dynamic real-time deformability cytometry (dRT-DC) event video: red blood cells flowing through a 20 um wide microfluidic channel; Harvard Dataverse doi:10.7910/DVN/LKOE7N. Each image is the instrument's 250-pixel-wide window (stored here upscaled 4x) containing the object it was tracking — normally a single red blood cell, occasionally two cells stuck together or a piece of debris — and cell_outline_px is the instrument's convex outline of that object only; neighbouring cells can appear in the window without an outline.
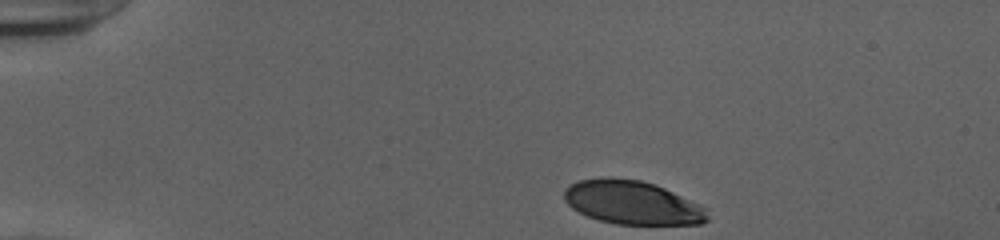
{"species": "human", "species_latin": "Homo sapiens", "temperature_condition": "cold", "stored_images_in_passage": 36, "camera_frame_rate_fps": 3000, "um_per_image_px": 0.085, "donor": {"sex": "female"}, "frame": {"image": 1, "passage_image": 1, "time_ms": 0.0, "image_size_px": [1000, 240], "cell_outline_px": [[708, 220], [700, 224], [616, 224], [600, 220], [588, 216], [572, 208], [564, 200], [564, 188], [580, 180], [608, 176], [640, 180], [656, 184], [700, 204], [704, 208], [708, 216]], "centroid_in_image_um": [53.73, 17.2], "position_along_channel_um": 31.3, "area_um2": 36.41}}
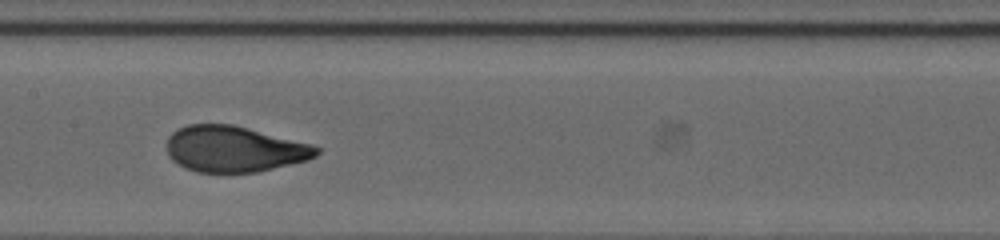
{"frame": {"image": 2, "passage_image": 19, "time_ms": 6.0, "image_size_px": [1000, 240], "cell_outline_px": [[320, 152], [316, 156], [308, 160], [256, 172], [196, 172], [184, 168], [172, 160], [168, 156], [168, 136], [172, 132], [188, 124], [232, 124], [312, 144], [320, 148]], "centroid_in_image_um": [19.91, 12.67], "position_along_channel_um": 187.5, "area_um2": 40.06}}
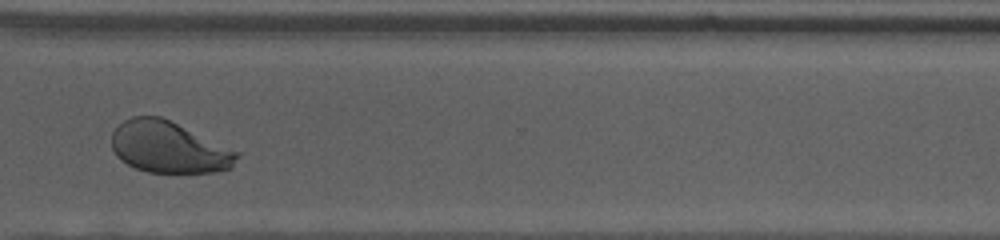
{"frame": {"image": 3, "passage_image": 32, "time_ms": 10.333, "image_size_px": [1000, 240], "cell_outline_px": [[244, 152], [232, 168], [216, 172], [148, 172], [136, 168], [120, 160], [116, 156], [112, 148], [112, 132], [124, 120], [132, 116], [160, 116]], "centroid_in_image_um": [14.43, 12.52], "position_along_channel_um": 356.2, "area_um2": 38.15}, "authors_computed_cell_mechanics": {"area_um2": 39.8242, "velocity_mm_per_s": 3.8994, "shape_relaxation_time_tau1_ms": 3.8566, "shape_relaxation_time_tau2_ms": null, "deformation_change_tau1": 0.1984, "deformation_change_tau2": null}}